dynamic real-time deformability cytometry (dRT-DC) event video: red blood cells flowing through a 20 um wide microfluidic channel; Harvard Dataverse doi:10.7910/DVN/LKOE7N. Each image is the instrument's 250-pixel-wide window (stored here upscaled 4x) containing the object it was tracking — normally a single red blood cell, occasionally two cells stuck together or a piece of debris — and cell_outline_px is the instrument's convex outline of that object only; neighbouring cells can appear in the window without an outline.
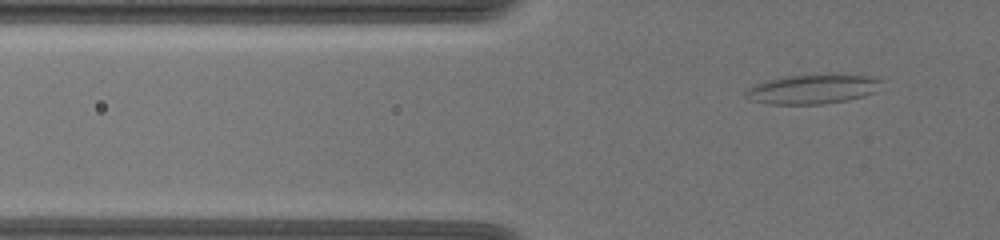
{"species": "common noctule bat (a hibernating species)", "species_latin": "Nyctalus noctula", "temperature_condition": "warm", "stored_images_in_passage": 38, "camera_frame_rate_fps": 3000, "um_per_image_px": 0.085, "animal": {"sex": "female", "body_mass_g": 19.5, "forearm_length_mm": 54.1}, "frame": {"image": 1, "passage_image": 2, "time_ms": 0.333, "image_size_px": [1000, 240], "cell_outline_px": [[884, 80], [876, 92], [864, 96], [848, 100], [824, 104], [768, 104], [752, 100], [744, 96], [744, 92], [748, 88], [764, 80], [780, 76], [836, 72], [872, 76]], "centroid_in_image_um": [69.12, 7.53], "position_along_channel_um": 56.7, "area_um2": 24.39}}
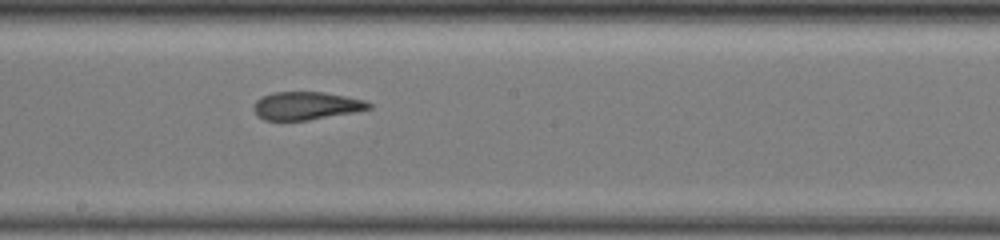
{"frame": {"image": 2, "passage_image": 18, "time_ms": 5.667, "image_size_px": [1000, 240], "cell_outline_px": [[372, 108], [352, 112], [308, 120], [264, 120], [252, 108], [256, 100], [272, 92], [324, 92], [364, 100], [372, 104]], "centroid_in_image_um": [26.01, 8.98], "position_along_channel_um": 222.2, "area_um2": 18.5}}
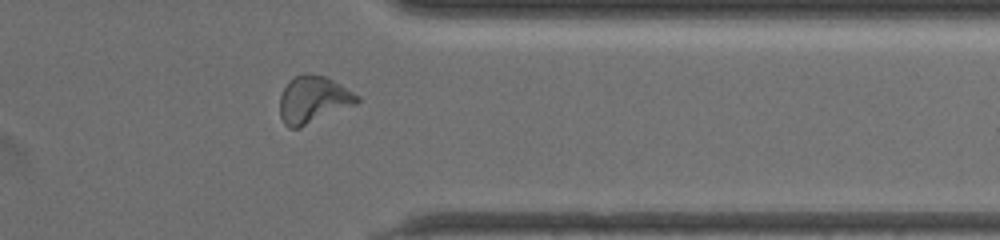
{"frame": {"image": 3, "passage_image": 32, "time_ms": 10.333, "image_size_px": [1000, 240], "cell_outline_px": [[360, 100], [356, 104], [300, 128], [288, 128], [284, 124], [280, 116], [280, 96], [288, 80], [304, 72], [308, 72], [324, 76], [332, 80], [360, 96]], "centroid_in_image_um": [26.6, 8.47], "position_along_channel_um": 384.8, "area_um2": 21.27}}